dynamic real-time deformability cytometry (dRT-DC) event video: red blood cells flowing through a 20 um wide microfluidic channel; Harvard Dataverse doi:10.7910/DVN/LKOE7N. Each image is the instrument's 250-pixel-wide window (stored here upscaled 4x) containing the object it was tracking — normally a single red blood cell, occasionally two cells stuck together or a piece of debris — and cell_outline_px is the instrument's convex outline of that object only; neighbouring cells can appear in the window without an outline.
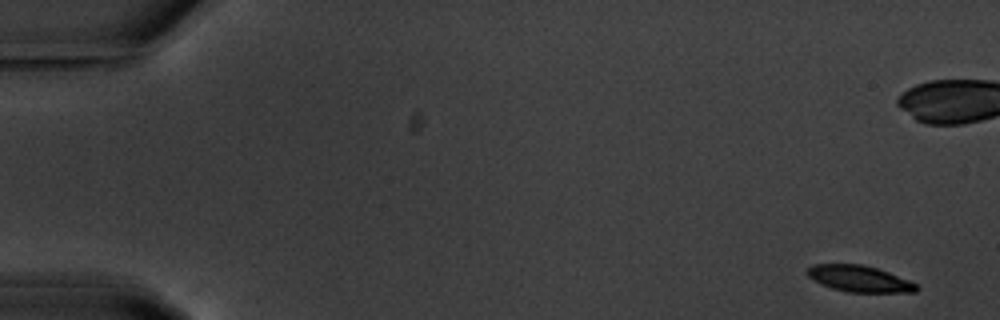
{"species": "common noctule bat (a hibernating species)", "species_latin": "Nyctalus noctula", "temperature_condition": "warm", "stored_images_in_passage": 55, "camera_frame_rate_fps": 3000, "um_per_image_px": 0.085, "animal": {"sex": "male", "body_mass_g": 20.1, "forearm_length_mm": 53.5}, "frame": {"image": 1, "passage_image": 1, "time_ms": 0.0, "image_size_px": [1000, 320], "cell_outline_px": [[920, 288], [916, 292], [848, 292], [832, 288], [812, 280], [808, 276], [808, 268], [812, 264], [864, 264], [888, 272], [908, 280], [916, 284]], "centroid_in_image_um": [73.04, 23.69], "position_along_channel_um": 12.0, "area_um2": 16.65}}
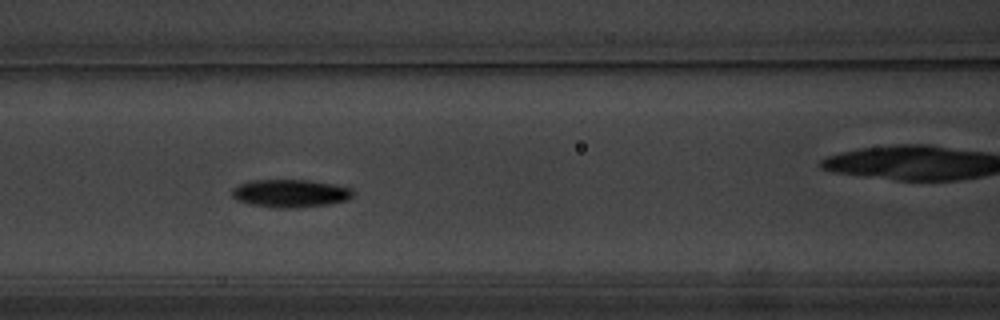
{"frame": {"image": 2, "passage_image": 23, "time_ms": 7.333, "image_size_px": [1000, 320], "cell_outline_px": [[352, 196], [348, 200], [328, 204], [292, 208], [276, 208], [248, 204], [236, 200], [232, 196], [232, 188], [240, 184], [252, 180], [308, 180], [352, 188]], "centroid_in_image_um": [24.63, 16.44], "position_along_channel_um": 142.0, "area_um2": 19.59}}
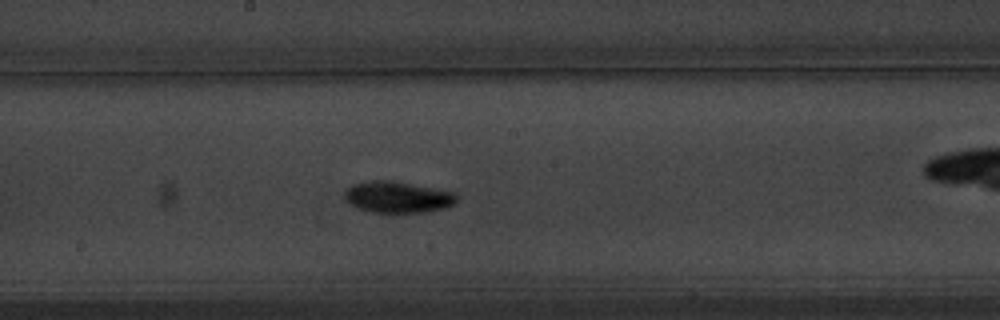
{"frame": {"image": 3, "passage_image": 29, "time_ms": 9.333, "image_size_px": [1000, 320], "cell_outline_px": [[456, 200], [452, 204], [444, 208], [424, 212], [388, 216], [368, 212], [356, 208], [348, 200], [344, 192], [352, 184], [372, 180], [392, 180], [452, 192], [456, 196]], "centroid_in_image_um": [33.74, 16.8], "position_along_channel_um": 214.5, "area_um2": 20.92}, "authors_computed_cell_mechanics": {"area_um2": 18.207, "velocity_mm_per_s": 3.6283, "shape_relaxation_time_tau1_ms": 2.0877, "shape_relaxation_time_tau2_ms": null, "deformation_change_tau1": 0.1321, "deformation_change_tau2": null}}